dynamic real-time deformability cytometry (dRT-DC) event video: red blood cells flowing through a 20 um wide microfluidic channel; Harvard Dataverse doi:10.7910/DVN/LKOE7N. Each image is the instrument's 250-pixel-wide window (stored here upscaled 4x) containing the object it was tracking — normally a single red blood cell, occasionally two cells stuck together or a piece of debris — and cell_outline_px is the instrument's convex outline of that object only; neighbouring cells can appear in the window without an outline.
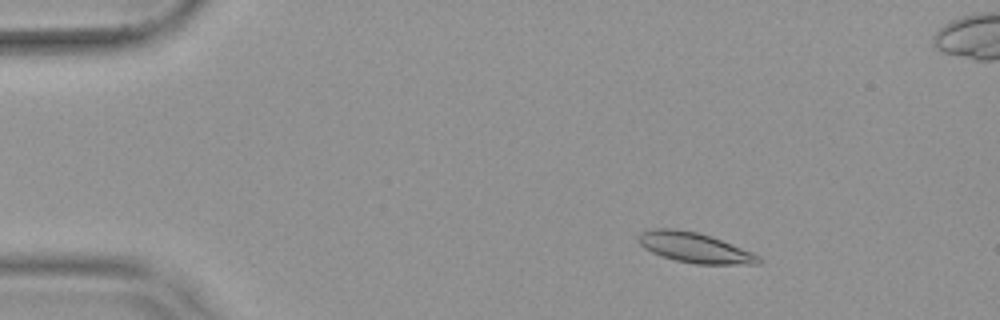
{"species": "common noctule bat (a hibernating species)", "species_latin": "Nyctalus noctula", "temperature_condition": "warm", "stored_images_in_passage": 55, "camera_frame_rate_fps": 3000, "um_per_image_px": 0.085, "animal": {"sex": "female", "body_mass_g": 19.9}, "frame": {"image": 1, "passage_image": 9, "time_ms": 2.667, "image_size_px": [1000, 320], "cell_outline_px": [[764, 260], [760, 264], [696, 264], [676, 260], [660, 256], [644, 248], [636, 240], [636, 236], [640, 232], [652, 228], [676, 228], [696, 232], [712, 236], [752, 252], [760, 256]], "centroid_in_image_um": [59.02, 21.04], "position_along_channel_um": 26.0, "area_um2": 21.39}}
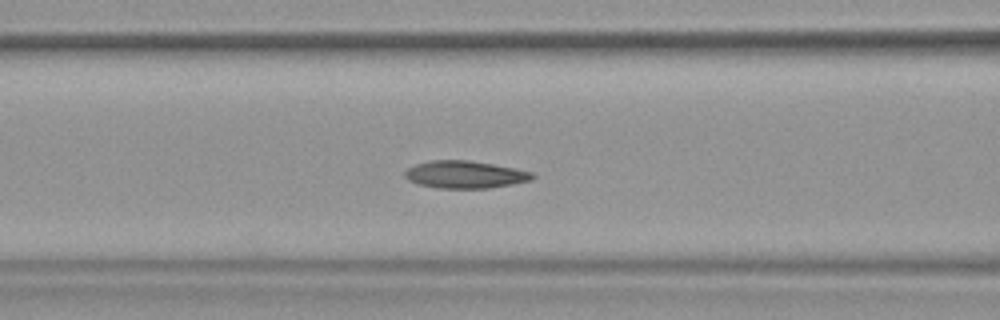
{"frame": {"image": 2, "passage_image": 23, "time_ms": 7.333, "image_size_px": [1000, 320], "cell_outline_px": [[536, 176], [532, 180], [512, 184], [488, 188], [436, 188], [416, 184], [408, 180], [404, 176], [404, 172], [408, 168], [416, 164], [432, 160], [468, 160], [516, 168], [532, 172]], "centroid_in_image_um": [39.52, 14.84], "position_along_channel_um": 127.1, "area_um2": 20.46}}
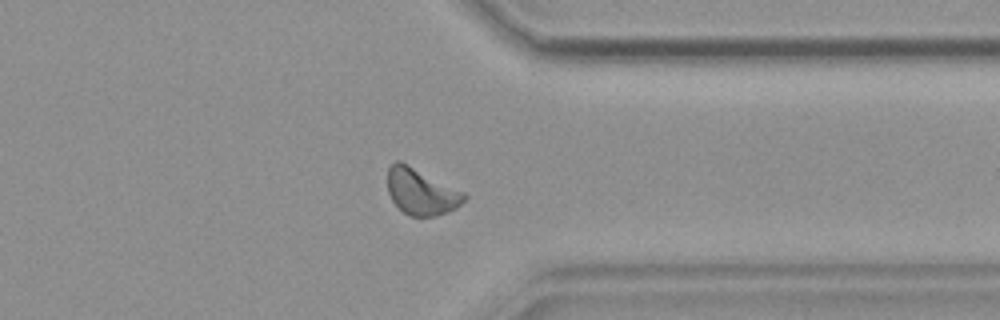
{"frame": {"image": 3, "passage_image": 43, "time_ms": 14.0, "image_size_px": [1000, 320], "cell_outline_px": [[468, 196], [456, 208], [448, 212], [436, 216], [408, 216], [392, 200], [388, 192], [388, 168], [396, 160], [400, 160], [464, 192]], "centroid_in_image_um": [35.8, 16.29], "position_along_channel_um": 375.6, "area_um2": 20.52}, "authors_computed_cell_mechanics": {"area_um2": 20.1144, "velocity_mm_per_s": 3.7749, "shape_relaxation_time_tau1_ms": 10.6275, "shape_relaxation_time_tau2_ms": 2.9394, "deformation_change_tau1": 0.1901, "deformation_change_tau2": 0.0842}}